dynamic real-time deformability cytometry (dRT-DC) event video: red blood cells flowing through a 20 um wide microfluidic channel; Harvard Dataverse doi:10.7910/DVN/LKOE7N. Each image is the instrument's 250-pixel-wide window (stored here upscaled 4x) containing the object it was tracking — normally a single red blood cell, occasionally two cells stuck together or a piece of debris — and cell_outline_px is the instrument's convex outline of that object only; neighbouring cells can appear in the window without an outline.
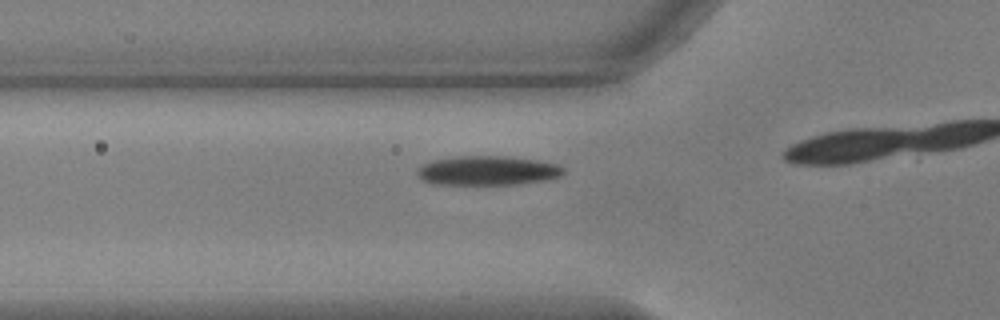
{"species": "common noctule bat (a hibernating species)", "species_latin": "Nyctalus noctula", "temperature_condition": "warm", "stored_images_in_passage": 6, "camera_frame_rate_fps": 3000, "um_per_image_px": 0.085, "animal": {"sex": "male", "body_mass_g": 17.9, "forearm_length_mm": 54.2}, "frame": {"image": 1, "passage_image": 2, "time_ms": 0.333, "image_size_px": [1000, 320], "cell_outline_px": [[564, 172], [560, 176], [544, 180], [516, 184], [432, 184], [420, 180], [416, 176], [416, 168], [424, 164], [436, 160], [460, 156], [504, 156], [536, 160], [560, 164], [564, 168]], "centroid_in_image_um": [41.41, 14.5], "position_along_channel_um": 84.4, "area_um2": 24.97}}
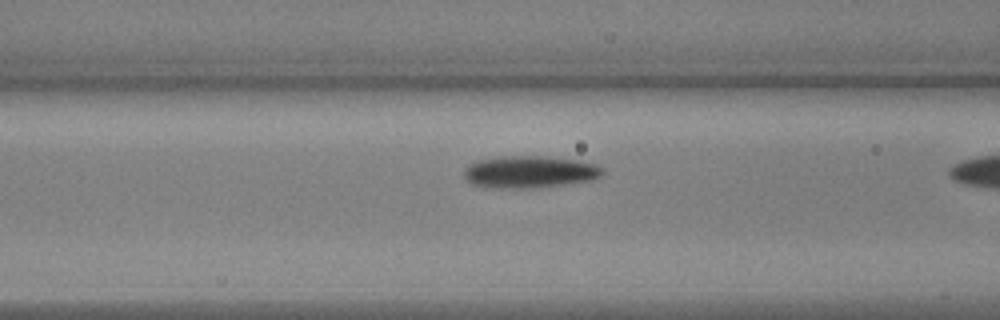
{"frame": {"image": 2, "passage_image": 5, "time_ms": 1.333, "image_size_px": [1000, 320], "cell_outline_px": [[604, 172], [600, 176], [592, 180], [540, 188], [484, 188], [472, 184], [464, 180], [464, 168], [468, 164], [476, 160], [496, 156], [540, 156], [576, 160], [596, 164], [604, 168]], "centroid_in_image_um": [44.96, 14.62], "position_along_channel_um": 121.6, "area_um2": 26.47}}